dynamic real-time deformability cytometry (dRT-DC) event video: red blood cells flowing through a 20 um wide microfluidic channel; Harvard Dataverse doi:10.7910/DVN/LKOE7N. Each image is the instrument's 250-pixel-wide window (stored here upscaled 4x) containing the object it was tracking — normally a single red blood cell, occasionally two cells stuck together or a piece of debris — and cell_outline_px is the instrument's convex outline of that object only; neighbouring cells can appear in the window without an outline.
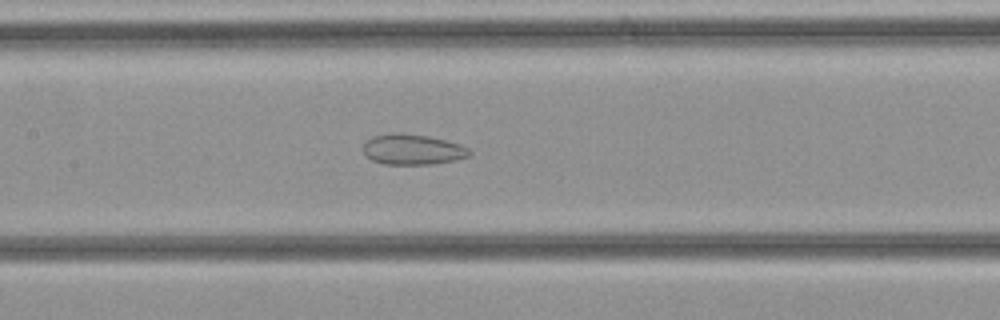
{"species": "common noctule bat (a hibernating species)", "species_latin": "Nyctalus noctula", "temperature_condition": "cold", "stored_images_in_passage": 35, "camera_frame_rate_fps": 3000, "um_per_image_px": 0.085, "animal": {"sex": "female", "body_mass_g": 21.9}, "frame": {"image": 1, "passage_image": 17, "time_ms": 5.333, "image_size_px": [1000, 320], "cell_outline_px": [[472, 152], [468, 156], [456, 160], [432, 164], [384, 164], [372, 160], [364, 156], [364, 144], [372, 136], [388, 132], [400, 132], [428, 136], [460, 144], [468, 148]], "centroid_in_image_um": [35.04, 12.69], "position_along_channel_um": 172.4, "area_um2": 19.02}}
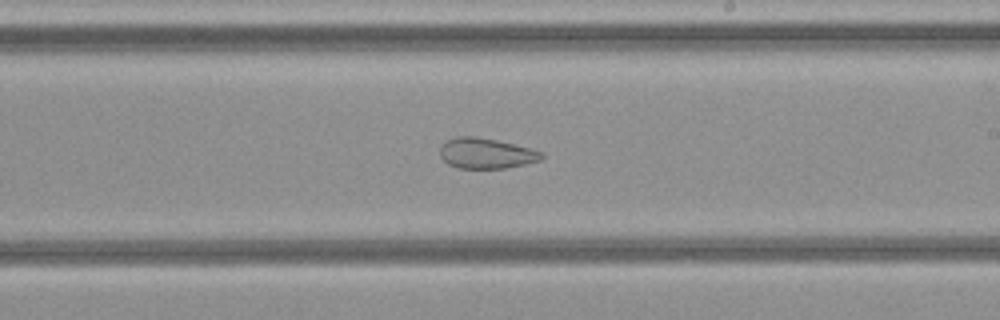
{"frame": {"image": 2, "passage_image": 21, "time_ms": 6.667, "image_size_px": [1000, 320], "cell_outline_px": [[544, 156], [540, 160], [524, 164], [504, 168], [456, 168], [448, 164], [440, 156], [440, 148], [448, 140], [456, 136], [476, 136], [496, 140], [544, 152]], "centroid_in_image_um": [41.3, 13.03], "position_along_channel_um": 247.7, "area_um2": 17.86}}
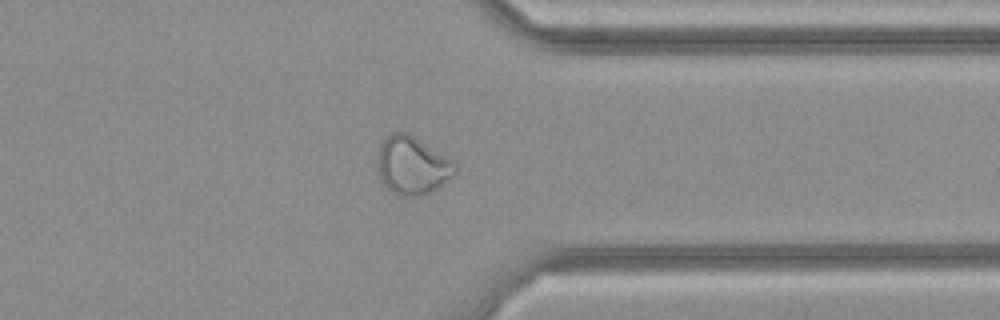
{"frame": {"image": 3, "passage_image": 28, "time_ms": 9.0, "image_size_px": [1000, 320], "cell_outline_px": [[456, 172], [452, 176], [432, 192], [424, 196], [396, 196], [380, 180], [376, 168], [376, 156], [380, 144], [392, 132], [408, 132], [452, 160], [456, 164]], "centroid_in_image_um": [35.0, 14.08], "position_along_channel_um": 376.4, "area_um2": 26.59}}